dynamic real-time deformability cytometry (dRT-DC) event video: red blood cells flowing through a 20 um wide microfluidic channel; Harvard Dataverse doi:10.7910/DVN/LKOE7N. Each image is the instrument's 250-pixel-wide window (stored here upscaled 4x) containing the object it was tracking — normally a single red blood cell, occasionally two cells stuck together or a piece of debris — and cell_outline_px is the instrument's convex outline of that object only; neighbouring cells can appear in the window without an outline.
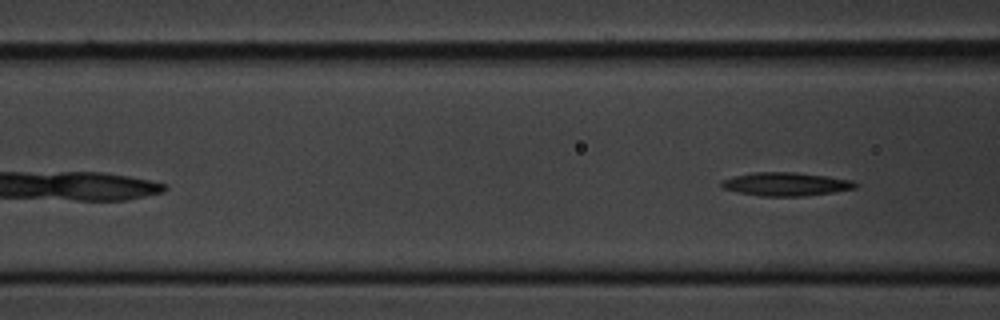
{"species": "common noctule bat (a hibernating species)", "species_latin": "Nyctalus noctula", "temperature_condition": "cold", "stored_images_in_passage": 7, "camera_frame_rate_fps": 3000, "um_per_image_px": 0.085, "animal": {"sex": "male", "body_mass_g": 20.1, "forearm_length_mm": 53.5}, "frame": {"image": 1, "passage_image": 7, "time_ms": 8.0, "image_size_px": [1000, 320], "cell_outline_px": [[860, 184], [856, 188], [832, 192], [804, 196], [760, 196], [720, 188], [720, 180], [732, 176], [752, 172], [796, 172], [828, 176], [852, 180]], "centroid_in_image_um": [66.78, 15.64], "position_along_channel_um": 99.8, "area_um2": 18.5}}